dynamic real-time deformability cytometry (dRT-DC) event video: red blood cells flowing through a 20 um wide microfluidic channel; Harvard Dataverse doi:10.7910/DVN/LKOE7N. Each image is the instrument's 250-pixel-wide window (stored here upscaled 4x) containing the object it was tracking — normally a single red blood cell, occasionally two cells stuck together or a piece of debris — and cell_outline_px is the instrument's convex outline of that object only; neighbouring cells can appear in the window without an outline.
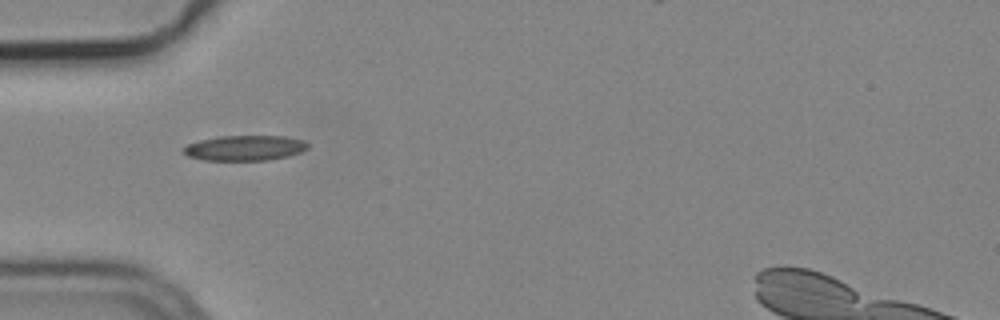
{"species": "common noctule bat (a hibernating species)", "species_latin": "Nyctalus noctula", "temperature_condition": "cold", "stored_images_in_passage": 7, "camera_frame_rate_fps": 3000, "um_per_image_px": 0.085, "animal": {"sex": "male", "body_mass_g": 19.2, "forearm_length_mm": 51.8}, "frame": {"image": 1, "passage_image": 5, "time_ms": 1.333, "image_size_px": [1000, 320], "cell_outline_px": [[308, 148], [300, 152], [288, 156], [268, 160], [204, 160], [188, 156], [180, 152], [188, 144], [200, 140], [216, 136], [284, 136], [304, 140], [308, 144]], "centroid_in_image_um": [20.79, 12.57], "position_along_channel_um": 64.2, "area_um2": 18.32}}
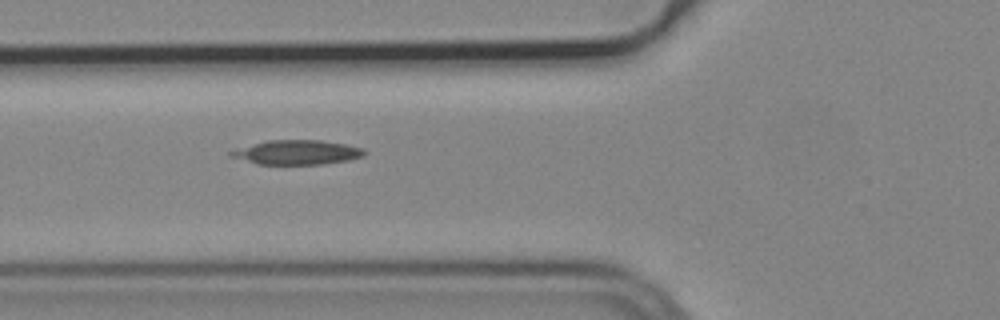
{"frame": {"image": 2, "passage_image": 6, "time_ms": 1.667, "image_size_px": [1000, 320], "cell_outline_px": [[368, 152], [364, 156], [348, 160], [324, 164], [256, 164], [228, 156], [228, 152], [236, 148], [268, 140], [320, 140], [344, 144], [364, 148]], "centroid_in_image_um": [25.23, 12.95], "position_along_channel_um": 100.6, "area_um2": 19.13}}
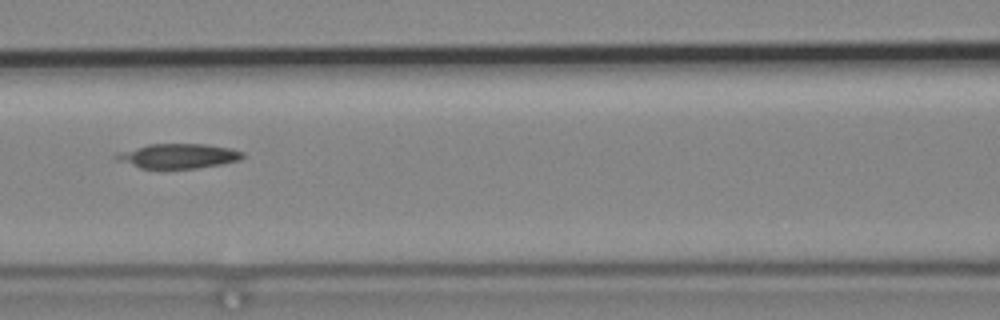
{"frame": {"image": 3, "passage_image": 7, "time_ms": 2.0, "image_size_px": [1000, 320], "cell_outline_px": [[244, 156], [240, 160], [220, 164], [196, 168], [140, 168], [112, 160], [112, 156], [116, 152], [148, 144], [208, 144], [232, 148], [244, 152]], "centroid_in_image_um": [15.07, 13.25], "position_along_channel_um": 151.5, "area_um2": 18.5}}